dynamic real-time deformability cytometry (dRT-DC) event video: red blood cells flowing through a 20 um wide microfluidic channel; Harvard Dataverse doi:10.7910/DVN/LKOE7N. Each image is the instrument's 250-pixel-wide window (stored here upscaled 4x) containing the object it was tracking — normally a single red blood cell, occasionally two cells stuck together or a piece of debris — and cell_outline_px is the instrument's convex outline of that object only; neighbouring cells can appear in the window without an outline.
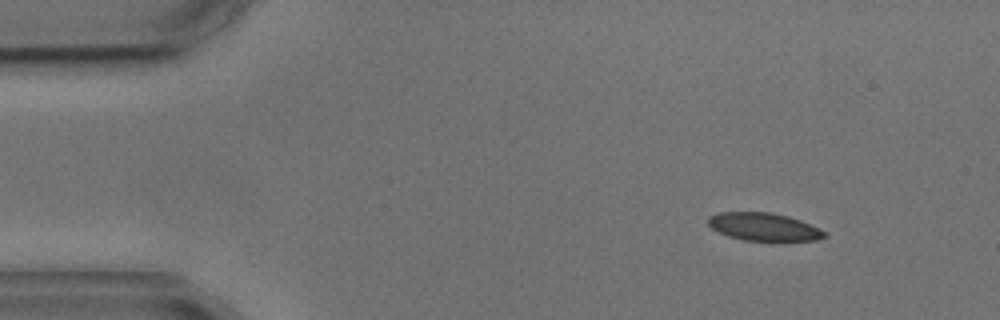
{"species": "common noctule bat (a hibernating species)", "species_latin": "Nyctalus noctula", "temperature_condition": "cold", "stored_images_in_passage": 2, "camera_frame_rate_fps": 3000, "um_per_image_px": 0.085, "animal": {"sex": "male", "body_mass_g": 17.9, "forearm_length_mm": 54.2}, "frame": {"image": 1, "passage_image": 2, "time_ms": 2.0, "image_size_px": [1000, 320], "cell_outline_px": [[828, 236], [816, 240], [744, 240], [728, 236], [712, 228], [708, 224], [708, 216], [716, 212], [768, 212], [788, 216], [800, 220], [824, 232]], "centroid_in_image_um": [64.86, 19.26], "position_along_channel_um": 20.1, "area_um2": 18.55}}